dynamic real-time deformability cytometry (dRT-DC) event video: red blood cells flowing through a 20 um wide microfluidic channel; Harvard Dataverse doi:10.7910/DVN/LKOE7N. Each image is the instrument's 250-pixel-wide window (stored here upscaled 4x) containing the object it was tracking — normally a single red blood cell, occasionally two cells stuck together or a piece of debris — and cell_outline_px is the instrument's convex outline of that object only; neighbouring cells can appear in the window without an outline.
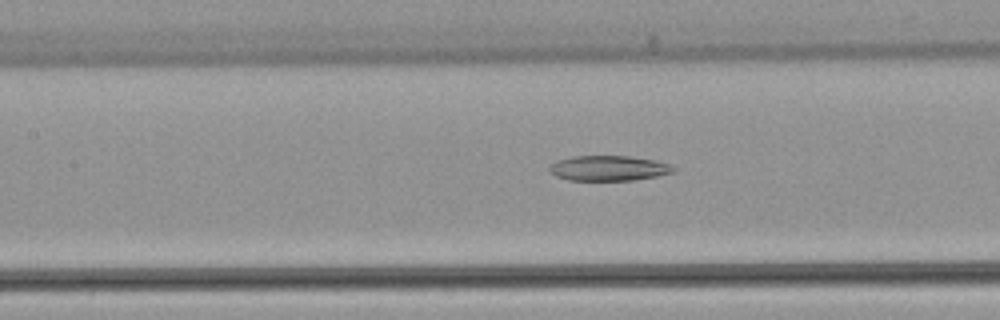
{"species": "common noctule bat (a hibernating species)", "species_latin": "Nyctalus noctula", "temperature_condition": "warm", "stored_images_in_passage": 13, "camera_frame_rate_fps": 3000, "um_per_image_px": 0.085, "animal": {"sex": "female", "body_mass_g": 22.7, "forearm_length_mm": 54.2}, "frame": {"image": 1, "passage_image": 8, "time_ms": 2.333, "image_size_px": [1000, 320], "cell_outline_px": [[676, 172], [656, 176], [632, 180], [568, 180], [556, 176], [548, 172], [548, 168], [556, 160], [572, 156], [628, 156], [656, 160], [668, 164], [676, 168]], "centroid_in_image_um": [51.71, 14.29], "position_along_channel_um": 155.7, "area_um2": 18.26}}